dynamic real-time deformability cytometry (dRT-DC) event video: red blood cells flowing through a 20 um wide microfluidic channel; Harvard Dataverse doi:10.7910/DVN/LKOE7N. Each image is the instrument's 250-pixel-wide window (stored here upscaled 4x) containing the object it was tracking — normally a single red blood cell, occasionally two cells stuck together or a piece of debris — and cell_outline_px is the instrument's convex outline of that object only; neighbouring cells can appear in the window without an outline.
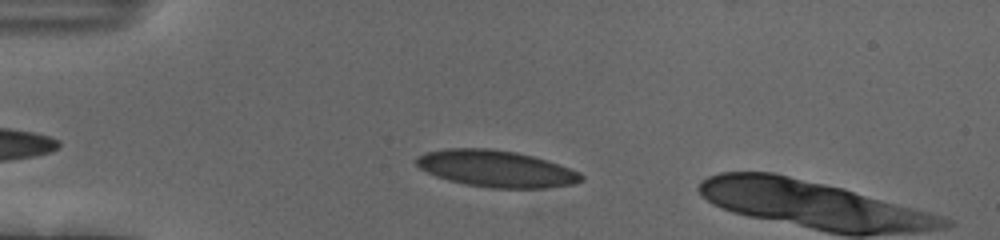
{"species": "human", "species_latin": "Homo sapiens", "temperature_condition": "cold", "stored_images_in_passage": 13, "camera_frame_rate_fps": 3000, "um_per_image_px": 0.085, "donor": {"sex": "female"}, "frame": {"image": 1, "passage_image": 10, "time_ms": 3.0, "image_size_px": [1000, 240], "cell_outline_px": [[584, 180], [576, 184], [544, 188], [488, 188], [448, 180], [436, 176], [420, 168], [416, 164], [416, 160], [420, 156], [428, 152], [448, 148], [488, 148], [516, 152], [548, 160], [560, 164], [580, 172], [584, 176]], "centroid_in_image_um": [42.24, 14.34], "position_along_channel_um": 42.8, "area_um2": 35.2}}